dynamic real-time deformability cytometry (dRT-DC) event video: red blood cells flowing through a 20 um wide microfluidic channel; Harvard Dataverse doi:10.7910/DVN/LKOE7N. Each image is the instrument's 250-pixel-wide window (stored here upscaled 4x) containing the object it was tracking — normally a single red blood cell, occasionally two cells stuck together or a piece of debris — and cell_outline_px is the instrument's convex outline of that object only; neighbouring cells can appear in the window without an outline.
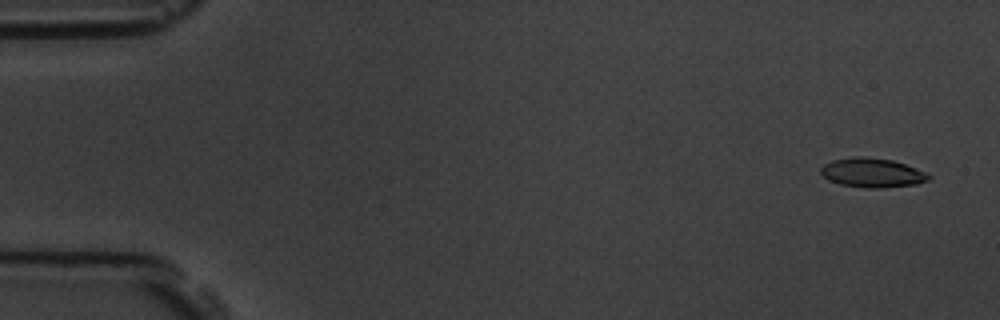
{"species": "common noctule bat (a hibernating species)", "species_latin": "Nyctalus noctula", "temperature_condition": "room temperature", "stored_images_in_passage": 10, "camera_frame_rate_fps": 3000, "um_per_image_px": 0.085, "animal": {"sex": "male", "body_mass_g": 19.5, "forearm_length_mm": 54.6}, "frame": {"image": 1, "passage_image": 1, "time_ms": 0.0, "image_size_px": [1000, 320], "cell_outline_px": [[932, 176], [928, 180], [916, 184], [880, 188], [868, 188], [840, 184], [828, 180], [820, 172], [820, 168], [824, 164], [832, 160], [860, 156], [864, 156], [892, 160], [904, 164], [924, 172]], "centroid_in_image_um": [74.11, 14.68], "position_along_channel_um": 10.9, "area_um2": 18.21}}
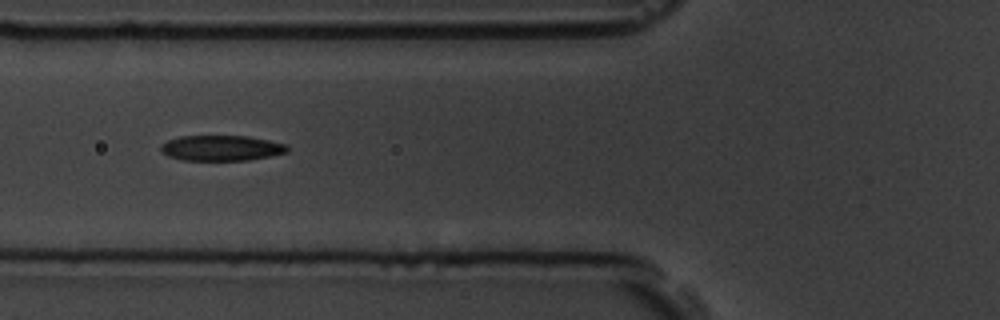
{"frame": {"image": 2, "passage_image": 6, "time_ms": 6.0, "image_size_px": [1000, 320], "cell_outline_px": [[288, 152], [248, 160], [184, 160], [168, 156], [160, 152], [160, 144], [168, 140], [180, 136], [248, 136], [288, 144]], "centroid_in_image_um": [18.79, 12.58], "position_along_channel_um": 107.0, "area_um2": 18.79}}
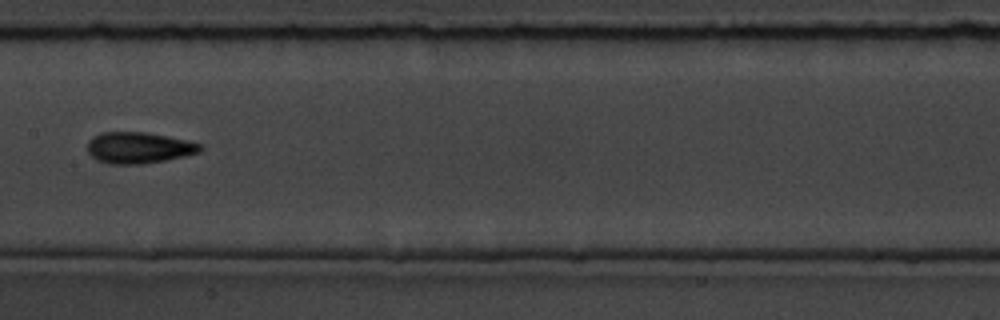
{"frame": {"image": 3, "passage_image": 8, "time_ms": 8.333, "image_size_px": [1000, 320], "cell_outline_px": [[204, 148], [200, 152], [184, 156], [164, 160], [140, 164], [108, 164], [96, 160], [88, 152], [88, 140], [92, 136], [100, 132], [148, 132], [188, 140], [200, 144]], "centroid_in_image_um": [11.78, 12.55], "position_along_channel_um": 195.6, "area_um2": 20.69}}